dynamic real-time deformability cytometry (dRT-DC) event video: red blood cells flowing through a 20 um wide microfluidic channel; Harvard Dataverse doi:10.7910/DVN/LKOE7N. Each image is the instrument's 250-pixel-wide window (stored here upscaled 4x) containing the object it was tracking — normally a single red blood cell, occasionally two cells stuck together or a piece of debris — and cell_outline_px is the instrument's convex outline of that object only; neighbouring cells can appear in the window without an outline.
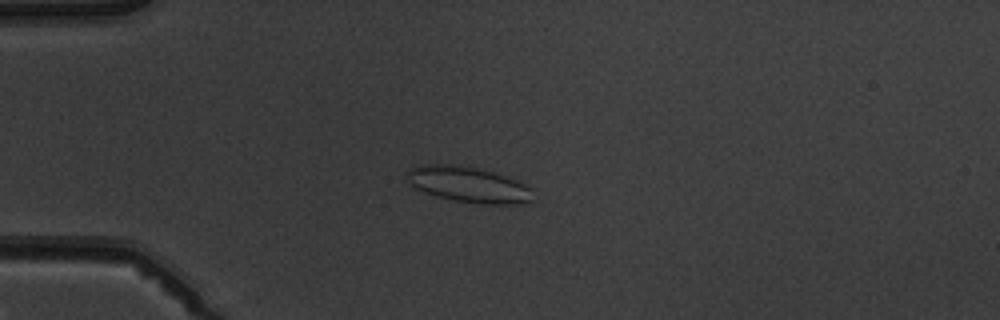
{"species": "common noctule bat (a hibernating species)", "species_latin": "Nyctalus noctula", "temperature_condition": "warm", "stored_images_in_passage": 7, "camera_frame_rate_fps": 3000, "um_per_image_px": 0.085, "animal": {"sex": "male", "body_mass_g": 19.5, "forearm_length_mm": 54.6}, "frame": {"image": 1, "passage_image": 4, "time_ms": 3.667, "image_size_px": [1000, 320], "cell_outline_px": [[532, 200], [528, 204], [480, 204], [456, 200], [436, 196], [424, 192], [416, 188], [404, 176], [408, 168], [424, 164], [456, 164], [476, 168], [508, 176], [532, 188]], "centroid_in_image_um": [39.82, 15.68], "position_along_channel_um": 45.2, "area_um2": 26.41}}
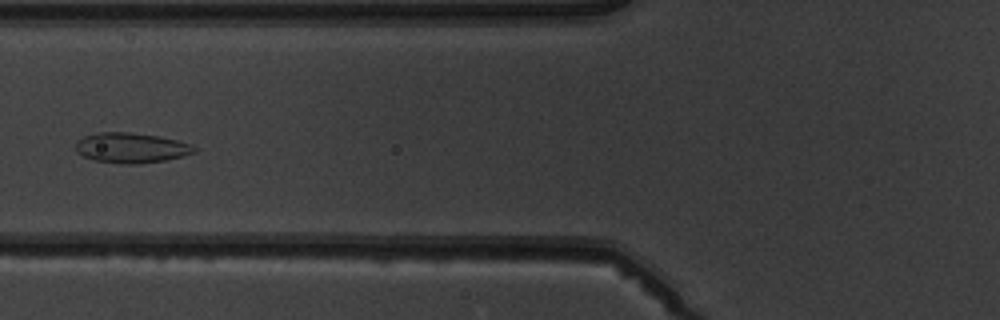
{"frame": {"image": 2, "passage_image": 6, "time_ms": 6.0, "image_size_px": [1000, 320], "cell_outline_px": [[196, 152], [184, 156], [164, 160], [136, 164], [128, 164], [96, 160], [84, 156], [76, 152], [76, 140], [84, 136], [100, 132], [128, 132], [156, 136], [176, 140], [188, 144], [196, 148]], "centroid_in_image_um": [11.13, 12.56], "position_along_channel_um": 114.7, "area_um2": 20.52}}
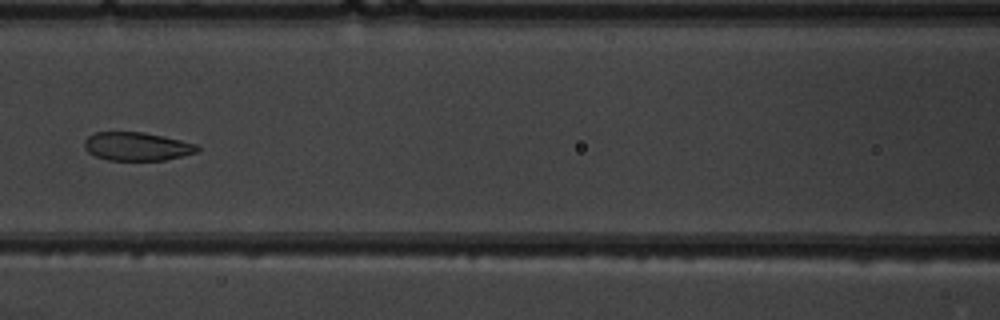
{"frame": {"image": 3, "passage_image": 7, "time_ms": 7.0, "image_size_px": [1000, 320], "cell_outline_px": [[200, 148], [196, 152], [164, 160], [108, 160], [96, 156], [88, 152], [84, 148], [84, 140], [88, 136], [96, 132], [144, 132], [164, 136], [196, 144]], "centroid_in_image_um": [11.6, 12.44], "position_along_channel_um": 155.0, "area_um2": 18.61}}